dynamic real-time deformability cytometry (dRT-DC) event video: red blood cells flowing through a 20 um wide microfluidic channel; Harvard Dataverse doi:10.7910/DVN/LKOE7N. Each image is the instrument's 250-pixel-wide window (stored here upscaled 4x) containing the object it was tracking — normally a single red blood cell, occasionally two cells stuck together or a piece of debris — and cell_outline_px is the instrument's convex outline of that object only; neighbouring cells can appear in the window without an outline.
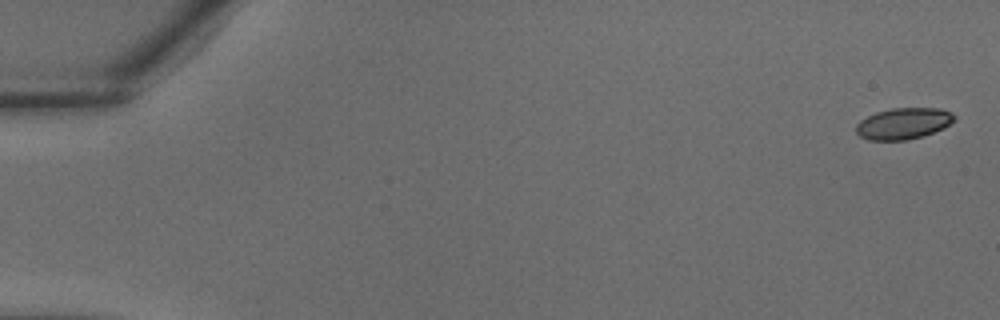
{"species": "common noctule bat (a hibernating species)", "species_latin": "Nyctalus noctula", "temperature_condition": "warm", "stored_images_in_passage": 10, "camera_frame_rate_fps": 3000, "um_per_image_px": 0.085, "animal": {"sex": "male", "body_mass_g": 18.8}, "frame": {"image": 1, "passage_image": 1, "time_ms": 0.0, "image_size_px": [1000, 320], "cell_outline_px": [[956, 120], [932, 132], [908, 140], [868, 140], [860, 136], [856, 132], [856, 124], [860, 120], [876, 112], [892, 108], [940, 108], [952, 112], [956, 116]], "centroid_in_image_um": [76.77, 10.49], "position_along_channel_um": 8.2, "area_um2": 17.8}}